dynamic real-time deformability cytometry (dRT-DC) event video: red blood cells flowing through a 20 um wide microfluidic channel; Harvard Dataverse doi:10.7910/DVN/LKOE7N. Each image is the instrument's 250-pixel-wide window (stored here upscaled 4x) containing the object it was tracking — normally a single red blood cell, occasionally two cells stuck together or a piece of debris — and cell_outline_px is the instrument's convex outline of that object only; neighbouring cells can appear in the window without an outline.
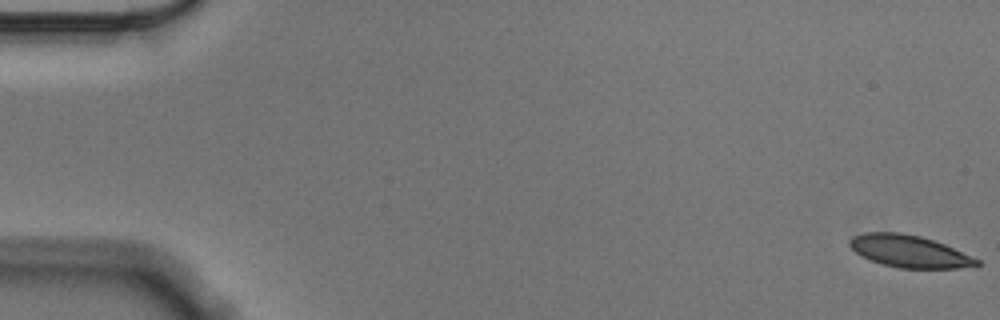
{"species": "Egyptian fruit bat (a non-hibernating species)", "species_latin": "Rousettus aegyptiacus", "temperature_condition": "cold", "stored_images_in_passage": 58, "camera_frame_rate_fps": 3000, "um_per_image_px": 0.085, "animal": {"sex": "male"}, "frame": {"image": 1, "passage_image": 1, "time_ms": 0.0, "image_size_px": [1000, 320], "cell_outline_px": [[980, 264], [960, 268], [900, 268], [884, 264], [860, 256], [848, 244], [848, 240], [852, 236], [864, 232], [900, 232], [920, 236], [944, 244], [972, 256], [980, 260]], "centroid_in_image_um": [77.25, 21.35], "position_along_channel_um": 7.7, "area_um2": 23.7}}
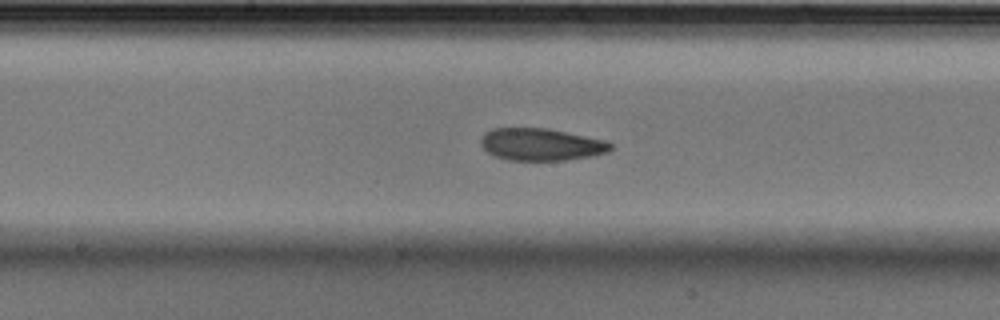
{"frame": {"image": 2, "passage_image": 30, "time_ms": 9.667, "image_size_px": [1000, 320], "cell_outline_px": [[612, 148], [608, 152], [592, 156], [564, 160], [508, 160], [496, 156], [488, 152], [480, 144], [480, 140], [484, 132], [492, 128], [548, 128], [604, 140], [612, 144]], "centroid_in_image_um": [45.97, 12.27], "position_along_channel_um": 202.2, "area_um2": 24.33}}
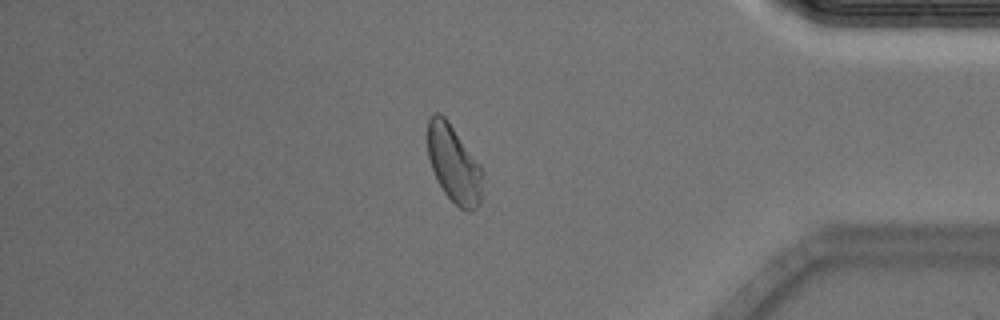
{"frame": {"image": 3, "passage_image": 49, "time_ms": 16.0, "image_size_px": [1000, 320], "cell_outline_px": [[484, 172], [480, 204], [476, 208], [468, 212], [460, 208], [444, 192], [432, 168], [428, 156], [428, 116], [432, 112], [440, 112], [448, 120], [484, 168]], "centroid_in_image_um": [38.61, 13.9], "position_along_channel_um": 396.6, "area_um2": 25.14}}